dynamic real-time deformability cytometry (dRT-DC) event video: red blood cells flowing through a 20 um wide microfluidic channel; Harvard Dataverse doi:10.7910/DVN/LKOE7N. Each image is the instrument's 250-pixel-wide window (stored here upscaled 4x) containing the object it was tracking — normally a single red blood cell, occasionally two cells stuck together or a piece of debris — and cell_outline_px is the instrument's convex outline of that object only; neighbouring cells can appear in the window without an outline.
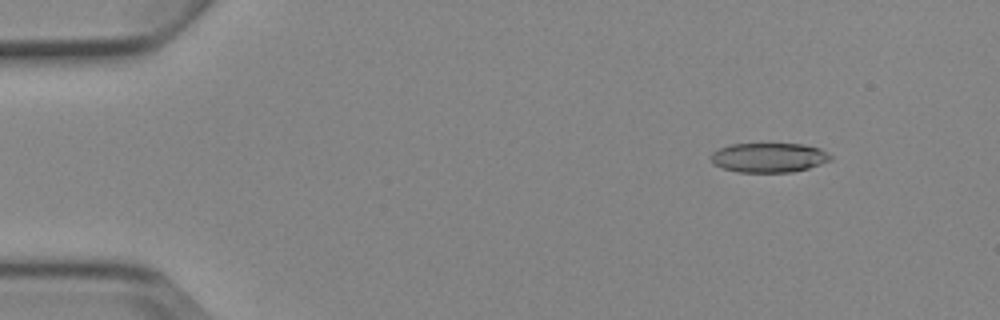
{"species": "Egyptian fruit bat (a non-hibernating species)", "species_latin": "Rousettus aegyptiacus", "temperature_condition": "cold", "stored_images_in_passage": 7, "camera_frame_rate_fps": 3000, "um_per_image_px": 0.085, "animal": {"sex": "female"}, "frame": {"image": 1, "passage_image": 2, "time_ms": 1.0, "image_size_px": [1000, 320], "cell_outline_px": [[832, 160], [808, 168], [792, 172], [736, 172], [712, 164], [712, 152], [720, 148], [732, 144], [804, 144], [820, 148], [832, 156]], "centroid_in_image_um": [65.37, 13.39], "position_along_channel_um": 19.6, "area_um2": 20.52}}
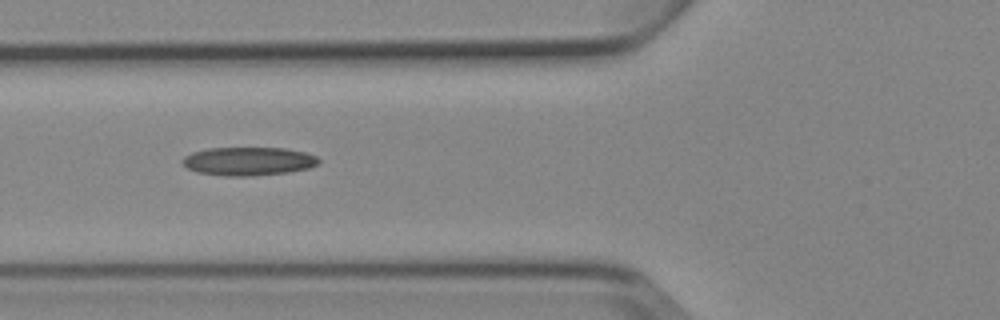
{"frame": {"image": 2, "passage_image": 6, "time_ms": 5.667, "image_size_px": [1000, 320], "cell_outline_px": [[320, 164], [308, 168], [288, 172], [252, 176], [224, 176], [196, 172], [188, 168], [180, 160], [184, 156], [192, 152], [208, 148], [284, 148], [304, 152], [316, 156], [320, 160]], "centroid_in_image_um": [21.1, 13.71], "position_along_channel_um": 104.7, "area_um2": 22.66}}
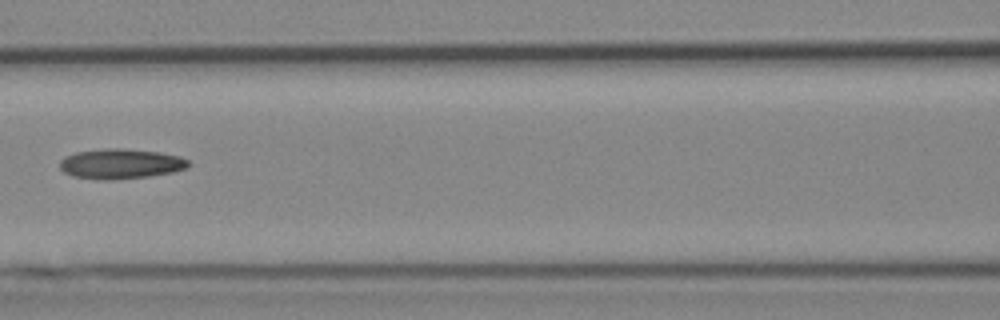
{"frame": {"image": 3, "passage_image": 7, "time_ms": 7.0, "image_size_px": [1000, 320], "cell_outline_px": [[192, 164], [188, 168], [172, 172], [148, 176], [116, 180], [96, 180], [72, 176], [64, 172], [60, 168], [60, 160], [76, 152], [108, 148], [124, 148], [160, 152], [180, 156], [188, 160]], "centroid_in_image_um": [10.29, 13.93], "position_along_channel_um": 156.3, "area_um2": 22.72}}